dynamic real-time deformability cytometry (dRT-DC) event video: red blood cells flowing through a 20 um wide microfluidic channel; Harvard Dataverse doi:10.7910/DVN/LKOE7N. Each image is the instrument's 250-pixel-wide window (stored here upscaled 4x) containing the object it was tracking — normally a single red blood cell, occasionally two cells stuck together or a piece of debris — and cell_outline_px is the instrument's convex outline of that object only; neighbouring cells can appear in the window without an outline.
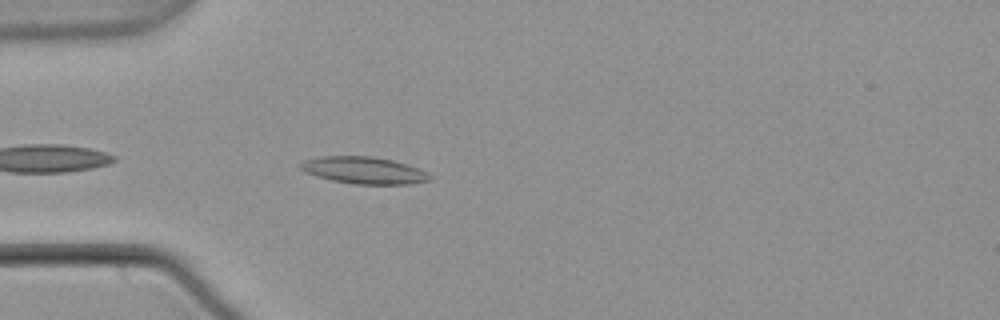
{"species": "common noctule bat (a hibernating species)", "species_latin": "Nyctalus noctula", "temperature_condition": "warm", "stored_images_in_passage": 10, "camera_frame_rate_fps": 3000, "um_per_image_px": 0.085, "animal": {"sex": "male", "body_mass_g": 21.5, "forearm_length_mm": 52.0}, "frame": {"image": 1, "passage_image": 2, "time_ms": 0.333, "image_size_px": [1000, 320], "cell_outline_px": [[432, 180], [408, 184], [352, 184], [332, 180], [316, 176], [304, 172], [300, 168], [300, 164], [304, 160], [320, 156], [372, 156], [392, 160], [416, 168], [432, 176]], "centroid_in_image_um": [30.89, 14.48], "position_along_channel_um": 54.1, "area_um2": 20.17}}